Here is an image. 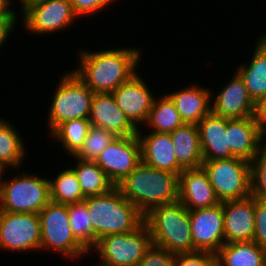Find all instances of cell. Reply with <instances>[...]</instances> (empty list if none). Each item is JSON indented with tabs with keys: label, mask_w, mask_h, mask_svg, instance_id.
Wrapping results in <instances>:
<instances>
[{
	"label": "cell",
	"mask_w": 266,
	"mask_h": 266,
	"mask_svg": "<svg viewBox=\"0 0 266 266\" xmlns=\"http://www.w3.org/2000/svg\"><path fill=\"white\" fill-rule=\"evenodd\" d=\"M141 48L80 49L79 65L72 71L94 93H112L138 71Z\"/></svg>",
	"instance_id": "6da1fadb"
},
{
	"label": "cell",
	"mask_w": 266,
	"mask_h": 266,
	"mask_svg": "<svg viewBox=\"0 0 266 266\" xmlns=\"http://www.w3.org/2000/svg\"><path fill=\"white\" fill-rule=\"evenodd\" d=\"M179 176L141 162L116 187L144 215L153 207L178 201Z\"/></svg>",
	"instance_id": "7a4b0ae2"
},
{
	"label": "cell",
	"mask_w": 266,
	"mask_h": 266,
	"mask_svg": "<svg viewBox=\"0 0 266 266\" xmlns=\"http://www.w3.org/2000/svg\"><path fill=\"white\" fill-rule=\"evenodd\" d=\"M93 235L97 241L107 235L133 232L144 223V214L115 186L109 192L86 197Z\"/></svg>",
	"instance_id": "3957f363"
},
{
	"label": "cell",
	"mask_w": 266,
	"mask_h": 266,
	"mask_svg": "<svg viewBox=\"0 0 266 266\" xmlns=\"http://www.w3.org/2000/svg\"><path fill=\"white\" fill-rule=\"evenodd\" d=\"M152 243L169 252L193 253L190 210L180 201L153 207L144 215Z\"/></svg>",
	"instance_id": "277c9868"
},
{
	"label": "cell",
	"mask_w": 266,
	"mask_h": 266,
	"mask_svg": "<svg viewBox=\"0 0 266 266\" xmlns=\"http://www.w3.org/2000/svg\"><path fill=\"white\" fill-rule=\"evenodd\" d=\"M63 76V77H62ZM61 76L48 110L47 125L51 134L60 124L89 119L94 92L72 70Z\"/></svg>",
	"instance_id": "5b68a950"
},
{
	"label": "cell",
	"mask_w": 266,
	"mask_h": 266,
	"mask_svg": "<svg viewBox=\"0 0 266 266\" xmlns=\"http://www.w3.org/2000/svg\"><path fill=\"white\" fill-rule=\"evenodd\" d=\"M50 201L49 178L22 171L3 179L0 211L38 214Z\"/></svg>",
	"instance_id": "8992f818"
},
{
	"label": "cell",
	"mask_w": 266,
	"mask_h": 266,
	"mask_svg": "<svg viewBox=\"0 0 266 266\" xmlns=\"http://www.w3.org/2000/svg\"><path fill=\"white\" fill-rule=\"evenodd\" d=\"M41 227L40 250H55L63 257L74 261L89 252L75 239L66 204L50 201L39 213Z\"/></svg>",
	"instance_id": "52a82bcc"
},
{
	"label": "cell",
	"mask_w": 266,
	"mask_h": 266,
	"mask_svg": "<svg viewBox=\"0 0 266 266\" xmlns=\"http://www.w3.org/2000/svg\"><path fill=\"white\" fill-rule=\"evenodd\" d=\"M152 244L149 228L144 222L133 232L100 238L90 252L99 257L95 266H138Z\"/></svg>",
	"instance_id": "ba28073f"
},
{
	"label": "cell",
	"mask_w": 266,
	"mask_h": 266,
	"mask_svg": "<svg viewBox=\"0 0 266 266\" xmlns=\"http://www.w3.org/2000/svg\"><path fill=\"white\" fill-rule=\"evenodd\" d=\"M209 181L220 202L251 196V165L239 157L203 161Z\"/></svg>",
	"instance_id": "9c48e42d"
},
{
	"label": "cell",
	"mask_w": 266,
	"mask_h": 266,
	"mask_svg": "<svg viewBox=\"0 0 266 266\" xmlns=\"http://www.w3.org/2000/svg\"><path fill=\"white\" fill-rule=\"evenodd\" d=\"M41 227L38 214L0 211V250L40 252Z\"/></svg>",
	"instance_id": "30bf717a"
},
{
	"label": "cell",
	"mask_w": 266,
	"mask_h": 266,
	"mask_svg": "<svg viewBox=\"0 0 266 266\" xmlns=\"http://www.w3.org/2000/svg\"><path fill=\"white\" fill-rule=\"evenodd\" d=\"M23 27L31 35H49L71 28L79 18L70 0H45L29 6L20 14Z\"/></svg>",
	"instance_id": "8fae6325"
},
{
	"label": "cell",
	"mask_w": 266,
	"mask_h": 266,
	"mask_svg": "<svg viewBox=\"0 0 266 266\" xmlns=\"http://www.w3.org/2000/svg\"><path fill=\"white\" fill-rule=\"evenodd\" d=\"M141 162V143L138 135L116 137L95 160L115 186Z\"/></svg>",
	"instance_id": "7c38bea8"
},
{
	"label": "cell",
	"mask_w": 266,
	"mask_h": 266,
	"mask_svg": "<svg viewBox=\"0 0 266 266\" xmlns=\"http://www.w3.org/2000/svg\"><path fill=\"white\" fill-rule=\"evenodd\" d=\"M194 248L216 254L225 244L223 202L208 208L190 210Z\"/></svg>",
	"instance_id": "4fadbf2b"
},
{
	"label": "cell",
	"mask_w": 266,
	"mask_h": 266,
	"mask_svg": "<svg viewBox=\"0 0 266 266\" xmlns=\"http://www.w3.org/2000/svg\"><path fill=\"white\" fill-rule=\"evenodd\" d=\"M140 76L135 73L112 92L118 107L137 129L145 125L156 97Z\"/></svg>",
	"instance_id": "5bb4252c"
},
{
	"label": "cell",
	"mask_w": 266,
	"mask_h": 266,
	"mask_svg": "<svg viewBox=\"0 0 266 266\" xmlns=\"http://www.w3.org/2000/svg\"><path fill=\"white\" fill-rule=\"evenodd\" d=\"M231 78L211 98L212 112L227 119L254 117L255 102L249 96L243 79L236 71Z\"/></svg>",
	"instance_id": "9a60e30c"
},
{
	"label": "cell",
	"mask_w": 266,
	"mask_h": 266,
	"mask_svg": "<svg viewBox=\"0 0 266 266\" xmlns=\"http://www.w3.org/2000/svg\"><path fill=\"white\" fill-rule=\"evenodd\" d=\"M89 121L92 126L104 128L116 137H131L138 133V129L118 107L112 93L94 94Z\"/></svg>",
	"instance_id": "2e32d148"
},
{
	"label": "cell",
	"mask_w": 266,
	"mask_h": 266,
	"mask_svg": "<svg viewBox=\"0 0 266 266\" xmlns=\"http://www.w3.org/2000/svg\"><path fill=\"white\" fill-rule=\"evenodd\" d=\"M178 201L188 210L208 208L221 203L202 166L184 169L180 173Z\"/></svg>",
	"instance_id": "e0dca14e"
},
{
	"label": "cell",
	"mask_w": 266,
	"mask_h": 266,
	"mask_svg": "<svg viewBox=\"0 0 266 266\" xmlns=\"http://www.w3.org/2000/svg\"><path fill=\"white\" fill-rule=\"evenodd\" d=\"M225 243L253 241L254 196L223 202Z\"/></svg>",
	"instance_id": "ac0fdd59"
},
{
	"label": "cell",
	"mask_w": 266,
	"mask_h": 266,
	"mask_svg": "<svg viewBox=\"0 0 266 266\" xmlns=\"http://www.w3.org/2000/svg\"><path fill=\"white\" fill-rule=\"evenodd\" d=\"M228 145L232 153L251 162L264 145V129L254 117L227 119Z\"/></svg>",
	"instance_id": "d6986e66"
},
{
	"label": "cell",
	"mask_w": 266,
	"mask_h": 266,
	"mask_svg": "<svg viewBox=\"0 0 266 266\" xmlns=\"http://www.w3.org/2000/svg\"><path fill=\"white\" fill-rule=\"evenodd\" d=\"M137 135L141 143V157L144 164L180 175L184 169L176 160L170 134L150 131L146 135L140 128Z\"/></svg>",
	"instance_id": "ffe728a7"
},
{
	"label": "cell",
	"mask_w": 266,
	"mask_h": 266,
	"mask_svg": "<svg viewBox=\"0 0 266 266\" xmlns=\"http://www.w3.org/2000/svg\"><path fill=\"white\" fill-rule=\"evenodd\" d=\"M203 161L236 157L228 145L227 118L212 111L198 124Z\"/></svg>",
	"instance_id": "44dd1931"
},
{
	"label": "cell",
	"mask_w": 266,
	"mask_h": 266,
	"mask_svg": "<svg viewBox=\"0 0 266 266\" xmlns=\"http://www.w3.org/2000/svg\"><path fill=\"white\" fill-rule=\"evenodd\" d=\"M197 83L189 87L166 93L174 102L176 110L185 124H198L212 111V89Z\"/></svg>",
	"instance_id": "7402d4cb"
},
{
	"label": "cell",
	"mask_w": 266,
	"mask_h": 266,
	"mask_svg": "<svg viewBox=\"0 0 266 266\" xmlns=\"http://www.w3.org/2000/svg\"><path fill=\"white\" fill-rule=\"evenodd\" d=\"M178 164L183 169L202 166L203 155L197 124H184L170 133Z\"/></svg>",
	"instance_id": "603a6c76"
},
{
	"label": "cell",
	"mask_w": 266,
	"mask_h": 266,
	"mask_svg": "<svg viewBox=\"0 0 266 266\" xmlns=\"http://www.w3.org/2000/svg\"><path fill=\"white\" fill-rule=\"evenodd\" d=\"M216 257L217 266H266V250L253 241L225 243Z\"/></svg>",
	"instance_id": "cb8c5ba5"
},
{
	"label": "cell",
	"mask_w": 266,
	"mask_h": 266,
	"mask_svg": "<svg viewBox=\"0 0 266 266\" xmlns=\"http://www.w3.org/2000/svg\"><path fill=\"white\" fill-rule=\"evenodd\" d=\"M250 62L237 66L236 72L243 79L249 96L256 103L266 95V45L256 41Z\"/></svg>",
	"instance_id": "d4e9b609"
},
{
	"label": "cell",
	"mask_w": 266,
	"mask_h": 266,
	"mask_svg": "<svg viewBox=\"0 0 266 266\" xmlns=\"http://www.w3.org/2000/svg\"><path fill=\"white\" fill-rule=\"evenodd\" d=\"M19 132L9 120L0 118V164L6 169H20L27 155Z\"/></svg>",
	"instance_id": "484cf974"
},
{
	"label": "cell",
	"mask_w": 266,
	"mask_h": 266,
	"mask_svg": "<svg viewBox=\"0 0 266 266\" xmlns=\"http://www.w3.org/2000/svg\"><path fill=\"white\" fill-rule=\"evenodd\" d=\"M185 123L176 110L174 102L163 93L160 97H155L149 117L145 123V128L153 132L170 134L176 128ZM149 127V128H148Z\"/></svg>",
	"instance_id": "4316f807"
},
{
	"label": "cell",
	"mask_w": 266,
	"mask_h": 266,
	"mask_svg": "<svg viewBox=\"0 0 266 266\" xmlns=\"http://www.w3.org/2000/svg\"><path fill=\"white\" fill-rule=\"evenodd\" d=\"M76 166L72 167L80 183L85 197L102 195L109 192L115 185L95 162L79 160L74 156Z\"/></svg>",
	"instance_id": "83f0119b"
},
{
	"label": "cell",
	"mask_w": 266,
	"mask_h": 266,
	"mask_svg": "<svg viewBox=\"0 0 266 266\" xmlns=\"http://www.w3.org/2000/svg\"><path fill=\"white\" fill-rule=\"evenodd\" d=\"M54 179H49L51 201L60 204H72L83 201L86 197L72 168L61 170Z\"/></svg>",
	"instance_id": "f1b7e54d"
},
{
	"label": "cell",
	"mask_w": 266,
	"mask_h": 266,
	"mask_svg": "<svg viewBox=\"0 0 266 266\" xmlns=\"http://www.w3.org/2000/svg\"><path fill=\"white\" fill-rule=\"evenodd\" d=\"M69 223L75 239L90 253L97 239L93 235L87 204L84 201L67 204Z\"/></svg>",
	"instance_id": "f546056e"
},
{
	"label": "cell",
	"mask_w": 266,
	"mask_h": 266,
	"mask_svg": "<svg viewBox=\"0 0 266 266\" xmlns=\"http://www.w3.org/2000/svg\"><path fill=\"white\" fill-rule=\"evenodd\" d=\"M91 123L89 119H75L60 124L50 135L68 155L74 156L82 147Z\"/></svg>",
	"instance_id": "4dcf8cb0"
},
{
	"label": "cell",
	"mask_w": 266,
	"mask_h": 266,
	"mask_svg": "<svg viewBox=\"0 0 266 266\" xmlns=\"http://www.w3.org/2000/svg\"><path fill=\"white\" fill-rule=\"evenodd\" d=\"M116 136L104 128L90 126L87 136L80 150L74 155L79 160L92 161L109 146Z\"/></svg>",
	"instance_id": "1f68e13d"
},
{
	"label": "cell",
	"mask_w": 266,
	"mask_h": 266,
	"mask_svg": "<svg viewBox=\"0 0 266 266\" xmlns=\"http://www.w3.org/2000/svg\"><path fill=\"white\" fill-rule=\"evenodd\" d=\"M251 195L266 200V146L263 145L258 155L250 162Z\"/></svg>",
	"instance_id": "d6a6232c"
},
{
	"label": "cell",
	"mask_w": 266,
	"mask_h": 266,
	"mask_svg": "<svg viewBox=\"0 0 266 266\" xmlns=\"http://www.w3.org/2000/svg\"><path fill=\"white\" fill-rule=\"evenodd\" d=\"M174 266H217V257L211 252L176 253Z\"/></svg>",
	"instance_id": "836d02e7"
},
{
	"label": "cell",
	"mask_w": 266,
	"mask_h": 266,
	"mask_svg": "<svg viewBox=\"0 0 266 266\" xmlns=\"http://www.w3.org/2000/svg\"><path fill=\"white\" fill-rule=\"evenodd\" d=\"M255 229L253 242L266 250V200L254 197Z\"/></svg>",
	"instance_id": "e575fe53"
},
{
	"label": "cell",
	"mask_w": 266,
	"mask_h": 266,
	"mask_svg": "<svg viewBox=\"0 0 266 266\" xmlns=\"http://www.w3.org/2000/svg\"><path fill=\"white\" fill-rule=\"evenodd\" d=\"M174 262V253L152 244L138 263V266H174Z\"/></svg>",
	"instance_id": "d590c367"
},
{
	"label": "cell",
	"mask_w": 266,
	"mask_h": 266,
	"mask_svg": "<svg viewBox=\"0 0 266 266\" xmlns=\"http://www.w3.org/2000/svg\"><path fill=\"white\" fill-rule=\"evenodd\" d=\"M113 2L115 3V0H70L74 12L79 18L93 16L99 11L107 10L106 7Z\"/></svg>",
	"instance_id": "8d00e7d4"
},
{
	"label": "cell",
	"mask_w": 266,
	"mask_h": 266,
	"mask_svg": "<svg viewBox=\"0 0 266 266\" xmlns=\"http://www.w3.org/2000/svg\"><path fill=\"white\" fill-rule=\"evenodd\" d=\"M18 16H5L0 18V49L7 43L10 34L15 30Z\"/></svg>",
	"instance_id": "74e56055"
},
{
	"label": "cell",
	"mask_w": 266,
	"mask_h": 266,
	"mask_svg": "<svg viewBox=\"0 0 266 266\" xmlns=\"http://www.w3.org/2000/svg\"><path fill=\"white\" fill-rule=\"evenodd\" d=\"M254 118L259 125L265 130L266 129V95L261 97L255 103Z\"/></svg>",
	"instance_id": "f35d334b"
},
{
	"label": "cell",
	"mask_w": 266,
	"mask_h": 266,
	"mask_svg": "<svg viewBox=\"0 0 266 266\" xmlns=\"http://www.w3.org/2000/svg\"><path fill=\"white\" fill-rule=\"evenodd\" d=\"M12 4L13 0H0V18L5 16H20V14L17 15V12L11 7L14 6Z\"/></svg>",
	"instance_id": "ab89813d"
},
{
	"label": "cell",
	"mask_w": 266,
	"mask_h": 266,
	"mask_svg": "<svg viewBox=\"0 0 266 266\" xmlns=\"http://www.w3.org/2000/svg\"><path fill=\"white\" fill-rule=\"evenodd\" d=\"M21 1V2H20ZM41 1H45V0H19L18 2H20V11L19 13H23L29 6L35 4V3H38V2H41Z\"/></svg>",
	"instance_id": "60d3db41"
},
{
	"label": "cell",
	"mask_w": 266,
	"mask_h": 266,
	"mask_svg": "<svg viewBox=\"0 0 266 266\" xmlns=\"http://www.w3.org/2000/svg\"><path fill=\"white\" fill-rule=\"evenodd\" d=\"M6 169L3 165L0 164V191H1V187H2V184H3V177L6 175Z\"/></svg>",
	"instance_id": "b9f144b4"
},
{
	"label": "cell",
	"mask_w": 266,
	"mask_h": 266,
	"mask_svg": "<svg viewBox=\"0 0 266 266\" xmlns=\"http://www.w3.org/2000/svg\"><path fill=\"white\" fill-rule=\"evenodd\" d=\"M256 40L258 43L266 45V32H265V34L263 33V35H261L259 37L257 36Z\"/></svg>",
	"instance_id": "7bdbcfd3"
},
{
	"label": "cell",
	"mask_w": 266,
	"mask_h": 266,
	"mask_svg": "<svg viewBox=\"0 0 266 266\" xmlns=\"http://www.w3.org/2000/svg\"><path fill=\"white\" fill-rule=\"evenodd\" d=\"M264 138H266V129L264 130ZM264 145L266 146V139H264Z\"/></svg>",
	"instance_id": "ee69618b"
}]
</instances>
